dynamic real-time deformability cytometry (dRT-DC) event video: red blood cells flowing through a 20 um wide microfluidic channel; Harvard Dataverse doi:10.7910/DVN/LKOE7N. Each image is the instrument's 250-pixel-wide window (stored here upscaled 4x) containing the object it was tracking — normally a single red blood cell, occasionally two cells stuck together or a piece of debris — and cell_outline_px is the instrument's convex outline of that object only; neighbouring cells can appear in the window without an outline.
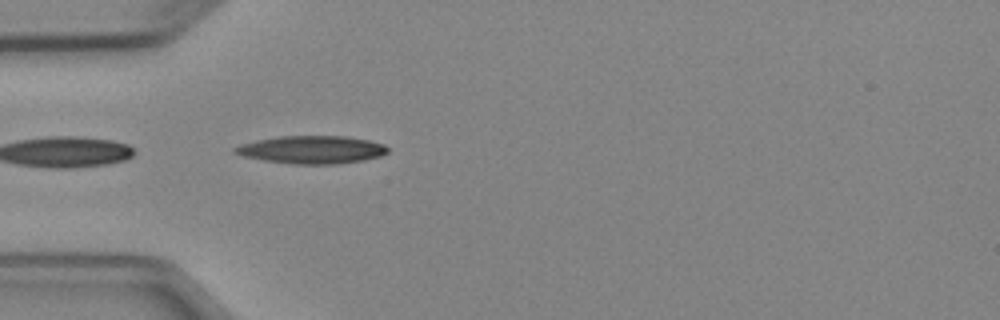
{"species": "Egyptian fruit bat (a non-hibernating species)", "species_latin": "Rousettus aegyptiacus", "temperature_condition": "cold", "stored_images_in_passage": 3, "camera_frame_rate_fps": 3000, "um_per_image_px": 0.085, "animal": {"sex": "female"}, "frame": {"image": 1, "passage_image": 3, "time_ms": 3.333, "image_size_px": [1000, 320], "cell_outline_px": [[388, 152], [380, 156], [364, 160], [336, 164], [292, 164], [264, 160], [244, 156], [232, 152], [232, 148], [240, 144], [256, 140], [280, 136], [344, 136], [368, 140], [384, 144], [388, 148]], "centroid_in_image_um": [26.48, 12.72], "position_along_channel_um": 58.5, "area_um2": 24.8}}